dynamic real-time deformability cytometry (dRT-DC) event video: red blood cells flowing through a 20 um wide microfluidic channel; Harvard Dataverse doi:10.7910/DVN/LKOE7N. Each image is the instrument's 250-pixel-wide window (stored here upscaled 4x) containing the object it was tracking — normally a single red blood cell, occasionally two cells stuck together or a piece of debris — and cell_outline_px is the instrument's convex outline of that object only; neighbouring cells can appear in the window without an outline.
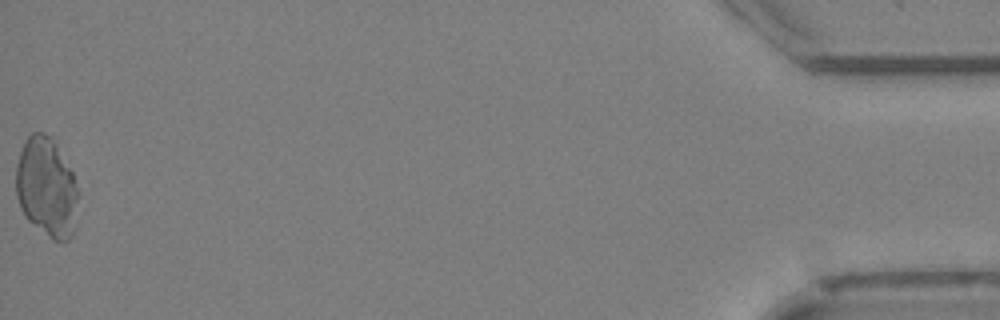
{"species": "Egyptian fruit bat (a non-hibernating species)", "species_latin": "Rousettus aegyptiacus", "temperature_condition": "cold", "stored_images_in_passage": 38, "camera_frame_rate_fps": 3000, "um_per_image_px": 0.085, "animal": {"sex": "female"}, "frame": {"image": 1, "passage_image": 38, "time_ms": 12.333, "image_size_px": [1000, 320], "cell_outline_px": [[80, 196], [72, 236], [68, 240], [52, 240], [28, 220], [24, 216], [20, 208], [16, 196], [16, 164], [24, 140], [32, 132], [44, 132], [52, 136], [72, 172], [80, 192]], "centroid_in_image_um": [3.97, 15.91], "position_along_channel_um": 431.2, "area_um2": 36.65}}